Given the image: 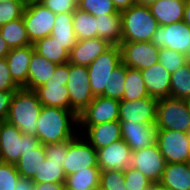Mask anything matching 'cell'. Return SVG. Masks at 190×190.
<instances>
[{
	"instance_id": "cell-1",
	"label": "cell",
	"mask_w": 190,
	"mask_h": 190,
	"mask_svg": "<svg viewBox=\"0 0 190 190\" xmlns=\"http://www.w3.org/2000/svg\"><path fill=\"white\" fill-rule=\"evenodd\" d=\"M37 122L36 137L42 145L72 140L78 134L74 127L78 117L72 110L43 106Z\"/></svg>"
},
{
	"instance_id": "cell-2",
	"label": "cell",
	"mask_w": 190,
	"mask_h": 190,
	"mask_svg": "<svg viewBox=\"0 0 190 190\" xmlns=\"http://www.w3.org/2000/svg\"><path fill=\"white\" fill-rule=\"evenodd\" d=\"M43 105L34 90L19 88L15 91L6 121L13 124L23 134H37L38 118Z\"/></svg>"
},
{
	"instance_id": "cell-3",
	"label": "cell",
	"mask_w": 190,
	"mask_h": 190,
	"mask_svg": "<svg viewBox=\"0 0 190 190\" xmlns=\"http://www.w3.org/2000/svg\"><path fill=\"white\" fill-rule=\"evenodd\" d=\"M122 16V41H151L159 24L149 6L134 4L120 12Z\"/></svg>"
},
{
	"instance_id": "cell-4",
	"label": "cell",
	"mask_w": 190,
	"mask_h": 190,
	"mask_svg": "<svg viewBox=\"0 0 190 190\" xmlns=\"http://www.w3.org/2000/svg\"><path fill=\"white\" fill-rule=\"evenodd\" d=\"M40 141L35 135L23 134L6 120L0 121V161L15 164L27 150L37 148Z\"/></svg>"
},
{
	"instance_id": "cell-5",
	"label": "cell",
	"mask_w": 190,
	"mask_h": 190,
	"mask_svg": "<svg viewBox=\"0 0 190 190\" xmlns=\"http://www.w3.org/2000/svg\"><path fill=\"white\" fill-rule=\"evenodd\" d=\"M155 127L157 130H176L189 133L190 113L187 101L168 97L157 102Z\"/></svg>"
},
{
	"instance_id": "cell-6",
	"label": "cell",
	"mask_w": 190,
	"mask_h": 190,
	"mask_svg": "<svg viewBox=\"0 0 190 190\" xmlns=\"http://www.w3.org/2000/svg\"><path fill=\"white\" fill-rule=\"evenodd\" d=\"M122 63L121 49L118 45H111L88 67L90 87L94 97L102 96L107 88L109 75Z\"/></svg>"
},
{
	"instance_id": "cell-7",
	"label": "cell",
	"mask_w": 190,
	"mask_h": 190,
	"mask_svg": "<svg viewBox=\"0 0 190 190\" xmlns=\"http://www.w3.org/2000/svg\"><path fill=\"white\" fill-rule=\"evenodd\" d=\"M69 72V80L66 86L69 91L70 110L78 115L95 97L90 87V79L86 66L69 63Z\"/></svg>"
},
{
	"instance_id": "cell-8",
	"label": "cell",
	"mask_w": 190,
	"mask_h": 190,
	"mask_svg": "<svg viewBox=\"0 0 190 190\" xmlns=\"http://www.w3.org/2000/svg\"><path fill=\"white\" fill-rule=\"evenodd\" d=\"M156 143L167 163H184L190 159V135L176 130H157Z\"/></svg>"
},
{
	"instance_id": "cell-9",
	"label": "cell",
	"mask_w": 190,
	"mask_h": 190,
	"mask_svg": "<svg viewBox=\"0 0 190 190\" xmlns=\"http://www.w3.org/2000/svg\"><path fill=\"white\" fill-rule=\"evenodd\" d=\"M88 168H98L97 150L78 133L68 144L63 171L68 176Z\"/></svg>"
},
{
	"instance_id": "cell-10",
	"label": "cell",
	"mask_w": 190,
	"mask_h": 190,
	"mask_svg": "<svg viewBox=\"0 0 190 190\" xmlns=\"http://www.w3.org/2000/svg\"><path fill=\"white\" fill-rule=\"evenodd\" d=\"M31 44L50 36L56 14L39 2L26 5L22 15Z\"/></svg>"
},
{
	"instance_id": "cell-11",
	"label": "cell",
	"mask_w": 190,
	"mask_h": 190,
	"mask_svg": "<svg viewBox=\"0 0 190 190\" xmlns=\"http://www.w3.org/2000/svg\"><path fill=\"white\" fill-rule=\"evenodd\" d=\"M151 42L158 48H169L190 55V26L184 21L159 26Z\"/></svg>"
},
{
	"instance_id": "cell-12",
	"label": "cell",
	"mask_w": 190,
	"mask_h": 190,
	"mask_svg": "<svg viewBox=\"0 0 190 190\" xmlns=\"http://www.w3.org/2000/svg\"><path fill=\"white\" fill-rule=\"evenodd\" d=\"M165 165V159L157 143L133 151L129 158V167L139 170L153 184L159 183Z\"/></svg>"
},
{
	"instance_id": "cell-13",
	"label": "cell",
	"mask_w": 190,
	"mask_h": 190,
	"mask_svg": "<svg viewBox=\"0 0 190 190\" xmlns=\"http://www.w3.org/2000/svg\"><path fill=\"white\" fill-rule=\"evenodd\" d=\"M122 63L143 70L159 62V50L151 41L120 43Z\"/></svg>"
},
{
	"instance_id": "cell-14",
	"label": "cell",
	"mask_w": 190,
	"mask_h": 190,
	"mask_svg": "<svg viewBox=\"0 0 190 190\" xmlns=\"http://www.w3.org/2000/svg\"><path fill=\"white\" fill-rule=\"evenodd\" d=\"M119 100L95 97L92 102L77 115V126H92L119 120Z\"/></svg>"
},
{
	"instance_id": "cell-15",
	"label": "cell",
	"mask_w": 190,
	"mask_h": 190,
	"mask_svg": "<svg viewBox=\"0 0 190 190\" xmlns=\"http://www.w3.org/2000/svg\"><path fill=\"white\" fill-rule=\"evenodd\" d=\"M158 99L140 98L136 101L120 100L119 122L155 125Z\"/></svg>"
},
{
	"instance_id": "cell-16",
	"label": "cell",
	"mask_w": 190,
	"mask_h": 190,
	"mask_svg": "<svg viewBox=\"0 0 190 190\" xmlns=\"http://www.w3.org/2000/svg\"><path fill=\"white\" fill-rule=\"evenodd\" d=\"M78 127H81L78 129V133L96 150L107 147L111 143L122 139L119 121H110L92 126H77L76 128Z\"/></svg>"
},
{
	"instance_id": "cell-17",
	"label": "cell",
	"mask_w": 190,
	"mask_h": 190,
	"mask_svg": "<svg viewBox=\"0 0 190 190\" xmlns=\"http://www.w3.org/2000/svg\"><path fill=\"white\" fill-rule=\"evenodd\" d=\"M132 152L123 139L98 149L97 157L100 172L105 170H126L129 167V158Z\"/></svg>"
},
{
	"instance_id": "cell-18",
	"label": "cell",
	"mask_w": 190,
	"mask_h": 190,
	"mask_svg": "<svg viewBox=\"0 0 190 190\" xmlns=\"http://www.w3.org/2000/svg\"><path fill=\"white\" fill-rule=\"evenodd\" d=\"M122 139L132 151H137L156 143L155 125L120 122Z\"/></svg>"
},
{
	"instance_id": "cell-19",
	"label": "cell",
	"mask_w": 190,
	"mask_h": 190,
	"mask_svg": "<svg viewBox=\"0 0 190 190\" xmlns=\"http://www.w3.org/2000/svg\"><path fill=\"white\" fill-rule=\"evenodd\" d=\"M141 75L150 97L158 100L170 97L171 74L159 62L141 70Z\"/></svg>"
},
{
	"instance_id": "cell-20",
	"label": "cell",
	"mask_w": 190,
	"mask_h": 190,
	"mask_svg": "<svg viewBox=\"0 0 190 190\" xmlns=\"http://www.w3.org/2000/svg\"><path fill=\"white\" fill-rule=\"evenodd\" d=\"M111 44L99 37L78 40L69 53V63L88 67L96 58L106 51Z\"/></svg>"
},
{
	"instance_id": "cell-21",
	"label": "cell",
	"mask_w": 190,
	"mask_h": 190,
	"mask_svg": "<svg viewBox=\"0 0 190 190\" xmlns=\"http://www.w3.org/2000/svg\"><path fill=\"white\" fill-rule=\"evenodd\" d=\"M34 51L32 44L26 47L13 48L6 56L10 75L20 88L28 82L29 64Z\"/></svg>"
},
{
	"instance_id": "cell-22",
	"label": "cell",
	"mask_w": 190,
	"mask_h": 190,
	"mask_svg": "<svg viewBox=\"0 0 190 190\" xmlns=\"http://www.w3.org/2000/svg\"><path fill=\"white\" fill-rule=\"evenodd\" d=\"M34 91L43 106L70 110L69 91L67 86H64V82L49 79Z\"/></svg>"
},
{
	"instance_id": "cell-23",
	"label": "cell",
	"mask_w": 190,
	"mask_h": 190,
	"mask_svg": "<svg viewBox=\"0 0 190 190\" xmlns=\"http://www.w3.org/2000/svg\"><path fill=\"white\" fill-rule=\"evenodd\" d=\"M186 0H158L149 8L159 26L183 21Z\"/></svg>"
},
{
	"instance_id": "cell-24",
	"label": "cell",
	"mask_w": 190,
	"mask_h": 190,
	"mask_svg": "<svg viewBox=\"0 0 190 190\" xmlns=\"http://www.w3.org/2000/svg\"><path fill=\"white\" fill-rule=\"evenodd\" d=\"M158 184L168 190H190V170L187 162L167 163Z\"/></svg>"
},
{
	"instance_id": "cell-25",
	"label": "cell",
	"mask_w": 190,
	"mask_h": 190,
	"mask_svg": "<svg viewBox=\"0 0 190 190\" xmlns=\"http://www.w3.org/2000/svg\"><path fill=\"white\" fill-rule=\"evenodd\" d=\"M57 65L34 51L29 64L28 82L23 88L35 90L47 82L54 74Z\"/></svg>"
},
{
	"instance_id": "cell-26",
	"label": "cell",
	"mask_w": 190,
	"mask_h": 190,
	"mask_svg": "<svg viewBox=\"0 0 190 190\" xmlns=\"http://www.w3.org/2000/svg\"><path fill=\"white\" fill-rule=\"evenodd\" d=\"M50 35L63 45L64 50L70 53L78 41L73 27V13L56 14Z\"/></svg>"
},
{
	"instance_id": "cell-27",
	"label": "cell",
	"mask_w": 190,
	"mask_h": 190,
	"mask_svg": "<svg viewBox=\"0 0 190 190\" xmlns=\"http://www.w3.org/2000/svg\"><path fill=\"white\" fill-rule=\"evenodd\" d=\"M97 37L106 40L111 45H120L122 42V16L109 14L96 17Z\"/></svg>"
},
{
	"instance_id": "cell-28",
	"label": "cell",
	"mask_w": 190,
	"mask_h": 190,
	"mask_svg": "<svg viewBox=\"0 0 190 190\" xmlns=\"http://www.w3.org/2000/svg\"><path fill=\"white\" fill-rule=\"evenodd\" d=\"M46 159L44 145L40 144L37 148L27 150L15 163L16 169L21 178L32 180L38 169Z\"/></svg>"
},
{
	"instance_id": "cell-29",
	"label": "cell",
	"mask_w": 190,
	"mask_h": 190,
	"mask_svg": "<svg viewBox=\"0 0 190 190\" xmlns=\"http://www.w3.org/2000/svg\"><path fill=\"white\" fill-rule=\"evenodd\" d=\"M0 34L10 49L32 45L23 18L15 19L0 26Z\"/></svg>"
},
{
	"instance_id": "cell-30",
	"label": "cell",
	"mask_w": 190,
	"mask_h": 190,
	"mask_svg": "<svg viewBox=\"0 0 190 190\" xmlns=\"http://www.w3.org/2000/svg\"><path fill=\"white\" fill-rule=\"evenodd\" d=\"M33 47L36 53L56 64H65L69 61V53L64 50L63 45L51 35L42 38Z\"/></svg>"
},
{
	"instance_id": "cell-31",
	"label": "cell",
	"mask_w": 190,
	"mask_h": 190,
	"mask_svg": "<svg viewBox=\"0 0 190 190\" xmlns=\"http://www.w3.org/2000/svg\"><path fill=\"white\" fill-rule=\"evenodd\" d=\"M100 182V169L88 168L66 176L65 190H90L98 187Z\"/></svg>"
},
{
	"instance_id": "cell-32",
	"label": "cell",
	"mask_w": 190,
	"mask_h": 190,
	"mask_svg": "<svg viewBox=\"0 0 190 190\" xmlns=\"http://www.w3.org/2000/svg\"><path fill=\"white\" fill-rule=\"evenodd\" d=\"M73 27L77 40L97 38V20L90 13L77 8L73 13Z\"/></svg>"
},
{
	"instance_id": "cell-33",
	"label": "cell",
	"mask_w": 190,
	"mask_h": 190,
	"mask_svg": "<svg viewBox=\"0 0 190 190\" xmlns=\"http://www.w3.org/2000/svg\"><path fill=\"white\" fill-rule=\"evenodd\" d=\"M149 97L141 70L127 67L125 89L122 100L136 101L140 98Z\"/></svg>"
},
{
	"instance_id": "cell-34",
	"label": "cell",
	"mask_w": 190,
	"mask_h": 190,
	"mask_svg": "<svg viewBox=\"0 0 190 190\" xmlns=\"http://www.w3.org/2000/svg\"><path fill=\"white\" fill-rule=\"evenodd\" d=\"M170 97L190 99V61L171 74Z\"/></svg>"
},
{
	"instance_id": "cell-35",
	"label": "cell",
	"mask_w": 190,
	"mask_h": 190,
	"mask_svg": "<svg viewBox=\"0 0 190 190\" xmlns=\"http://www.w3.org/2000/svg\"><path fill=\"white\" fill-rule=\"evenodd\" d=\"M66 175L62 162L45 161L38 169V174L32 179L33 183H65Z\"/></svg>"
},
{
	"instance_id": "cell-36",
	"label": "cell",
	"mask_w": 190,
	"mask_h": 190,
	"mask_svg": "<svg viewBox=\"0 0 190 190\" xmlns=\"http://www.w3.org/2000/svg\"><path fill=\"white\" fill-rule=\"evenodd\" d=\"M127 74V66L121 63L117 68L109 75L107 80V88H104L103 97L112 98L116 100H122L124 89H125V79Z\"/></svg>"
},
{
	"instance_id": "cell-37",
	"label": "cell",
	"mask_w": 190,
	"mask_h": 190,
	"mask_svg": "<svg viewBox=\"0 0 190 190\" xmlns=\"http://www.w3.org/2000/svg\"><path fill=\"white\" fill-rule=\"evenodd\" d=\"M77 8L98 17L109 14H121L112 0H78Z\"/></svg>"
},
{
	"instance_id": "cell-38",
	"label": "cell",
	"mask_w": 190,
	"mask_h": 190,
	"mask_svg": "<svg viewBox=\"0 0 190 190\" xmlns=\"http://www.w3.org/2000/svg\"><path fill=\"white\" fill-rule=\"evenodd\" d=\"M189 57L181 52L169 48L159 50V63L170 73H174L180 67L189 62Z\"/></svg>"
},
{
	"instance_id": "cell-39",
	"label": "cell",
	"mask_w": 190,
	"mask_h": 190,
	"mask_svg": "<svg viewBox=\"0 0 190 190\" xmlns=\"http://www.w3.org/2000/svg\"><path fill=\"white\" fill-rule=\"evenodd\" d=\"M99 186L102 190H127L124 182V171L105 170L100 172Z\"/></svg>"
},
{
	"instance_id": "cell-40",
	"label": "cell",
	"mask_w": 190,
	"mask_h": 190,
	"mask_svg": "<svg viewBox=\"0 0 190 190\" xmlns=\"http://www.w3.org/2000/svg\"><path fill=\"white\" fill-rule=\"evenodd\" d=\"M20 179L15 164L0 161V190H15Z\"/></svg>"
},
{
	"instance_id": "cell-41",
	"label": "cell",
	"mask_w": 190,
	"mask_h": 190,
	"mask_svg": "<svg viewBox=\"0 0 190 190\" xmlns=\"http://www.w3.org/2000/svg\"><path fill=\"white\" fill-rule=\"evenodd\" d=\"M124 182L127 190H147L153 185L139 170L131 167L124 170Z\"/></svg>"
},
{
	"instance_id": "cell-42",
	"label": "cell",
	"mask_w": 190,
	"mask_h": 190,
	"mask_svg": "<svg viewBox=\"0 0 190 190\" xmlns=\"http://www.w3.org/2000/svg\"><path fill=\"white\" fill-rule=\"evenodd\" d=\"M25 5L21 1L0 3V26L18 18H22Z\"/></svg>"
},
{
	"instance_id": "cell-43",
	"label": "cell",
	"mask_w": 190,
	"mask_h": 190,
	"mask_svg": "<svg viewBox=\"0 0 190 190\" xmlns=\"http://www.w3.org/2000/svg\"><path fill=\"white\" fill-rule=\"evenodd\" d=\"M40 4L48 8L55 14L59 13H74L77 9V0H40Z\"/></svg>"
},
{
	"instance_id": "cell-44",
	"label": "cell",
	"mask_w": 190,
	"mask_h": 190,
	"mask_svg": "<svg viewBox=\"0 0 190 190\" xmlns=\"http://www.w3.org/2000/svg\"><path fill=\"white\" fill-rule=\"evenodd\" d=\"M71 140L44 145L46 150V159L49 161L62 162L64 163L67 157L68 144Z\"/></svg>"
},
{
	"instance_id": "cell-45",
	"label": "cell",
	"mask_w": 190,
	"mask_h": 190,
	"mask_svg": "<svg viewBox=\"0 0 190 190\" xmlns=\"http://www.w3.org/2000/svg\"><path fill=\"white\" fill-rule=\"evenodd\" d=\"M20 87L13 81L5 58H0V91H16Z\"/></svg>"
},
{
	"instance_id": "cell-46",
	"label": "cell",
	"mask_w": 190,
	"mask_h": 190,
	"mask_svg": "<svg viewBox=\"0 0 190 190\" xmlns=\"http://www.w3.org/2000/svg\"><path fill=\"white\" fill-rule=\"evenodd\" d=\"M15 91H0V121L6 120Z\"/></svg>"
},
{
	"instance_id": "cell-47",
	"label": "cell",
	"mask_w": 190,
	"mask_h": 190,
	"mask_svg": "<svg viewBox=\"0 0 190 190\" xmlns=\"http://www.w3.org/2000/svg\"><path fill=\"white\" fill-rule=\"evenodd\" d=\"M69 73V62L65 64H58L54 74L51 77V80L64 82V86H66L69 80Z\"/></svg>"
},
{
	"instance_id": "cell-48",
	"label": "cell",
	"mask_w": 190,
	"mask_h": 190,
	"mask_svg": "<svg viewBox=\"0 0 190 190\" xmlns=\"http://www.w3.org/2000/svg\"><path fill=\"white\" fill-rule=\"evenodd\" d=\"M33 190H65V183H36Z\"/></svg>"
},
{
	"instance_id": "cell-49",
	"label": "cell",
	"mask_w": 190,
	"mask_h": 190,
	"mask_svg": "<svg viewBox=\"0 0 190 190\" xmlns=\"http://www.w3.org/2000/svg\"><path fill=\"white\" fill-rule=\"evenodd\" d=\"M112 2L119 12L129 9L132 5L136 4V0H112Z\"/></svg>"
},
{
	"instance_id": "cell-50",
	"label": "cell",
	"mask_w": 190,
	"mask_h": 190,
	"mask_svg": "<svg viewBox=\"0 0 190 190\" xmlns=\"http://www.w3.org/2000/svg\"><path fill=\"white\" fill-rule=\"evenodd\" d=\"M34 183L32 180L21 178L16 185L15 190H33Z\"/></svg>"
},
{
	"instance_id": "cell-51",
	"label": "cell",
	"mask_w": 190,
	"mask_h": 190,
	"mask_svg": "<svg viewBox=\"0 0 190 190\" xmlns=\"http://www.w3.org/2000/svg\"><path fill=\"white\" fill-rule=\"evenodd\" d=\"M10 47L5 42V40L1 37L0 34V58H5L7 54L10 52Z\"/></svg>"
},
{
	"instance_id": "cell-52",
	"label": "cell",
	"mask_w": 190,
	"mask_h": 190,
	"mask_svg": "<svg viewBox=\"0 0 190 190\" xmlns=\"http://www.w3.org/2000/svg\"><path fill=\"white\" fill-rule=\"evenodd\" d=\"M183 21L190 26V0L185 2V12Z\"/></svg>"
},
{
	"instance_id": "cell-53",
	"label": "cell",
	"mask_w": 190,
	"mask_h": 190,
	"mask_svg": "<svg viewBox=\"0 0 190 190\" xmlns=\"http://www.w3.org/2000/svg\"><path fill=\"white\" fill-rule=\"evenodd\" d=\"M157 1L158 0H136V4L150 6L152 3H155Z\"/></svg>"
},
{
	"instance_id": "cell-54",
	"label": "cell",
	"mask_w": 190,
	"mask_h": 190,
	"mask_svg": "<svg viewBox=\"0 0 190 190\" xmlns=\"http://www.w3.org/2000/svg\"><path fill=\"white\" fill-rule=\"evenodd\" d=\"M25 6L29 4H33L39 2L40 0H20Z\"/></svg>"
},
{
	"instance_id": "cell-55",
	"label": "cell",
	"mask_w": 190,
	"mask_h": 190,
	"mask_svg": "<svg viewBox=\"0 0 190 190\" xmlns=\"http://www.w3.org/2000/svg\"><path fill=\"white\" fill-rule=\"evenodd\" d=\"M154 190H168V189L160 186L159 184H154Z\"/></svg>"
},
{
	"instance_id": "cell-56",
	"label": "cell",
	"mask_w": 190,
	"mask_h": 190,
	"mask_svg": "<svg viewBox=\"0 0 190 190\" xmlns=\"http://www.w3.org/2000/svg\"><path fill=\"white\" fill-rule=\"evenodd\" d=\"M187 101V106H188V109H189V113H190V99L186 100Z\"/></svg>"
},
{
	"instance_id": "cell-57",
	"label": "cell",
	"mask_w": 190,
	"mask_h": 190,
	"mask_svg": "<svg viewBox=\"0 0 190 190\" xmlns=\"http://www.w3.org/2000/svg\"><path fill=\"white\" fill-rule=\"evenodd\" d=\"M8 1L11 2V1H20V0H0V3H1V2H8Z\"/></svg>"
},
{
	"instance_id": "cell-58",
	"label": "cell",
	"mask_w": 190,
	"mask_h": 190,
	"mask_svg": "<svg viewBox=\"0 0 190 190\" xmlns=\"http://www.w3.org/2000/svg\"><path fill=\"white\" fill-rule=\"evenodd\" d=\"M90 190H102V189L100 188V186H98V187L92 188Z\"/></svg>"
},
{
	"instance_id": "cell-59",
	"label": "cell",
	"mask_w": 190,
	"mask_h": 190,
	"mask_svg": "<svg viewBox=\"0 0 190 190\" xmlns=\"http://www.w3.org/2000/svg\"><path fill=\"white\" fill-rule=\"evenodd\" d=\"M147 190H154V184L152 185V187H150L149 189Z\"/></svg>"
},
{
	"instance_id": "cell-60",
	"label": "cell",
	"mask_w": 190,
	"mask_h": 190,
	"mask_svg": "<svg viewBox=\"0 0 190 190\" xmlns=\"http://www.w3.org/2000/svg\"><path fill=\"white\" fill-rule=\"evenodd\" d=\"M187 164H188V167H189V170H190V159H189V161L187 162Z\"/></svg>"
}]
</instances>
